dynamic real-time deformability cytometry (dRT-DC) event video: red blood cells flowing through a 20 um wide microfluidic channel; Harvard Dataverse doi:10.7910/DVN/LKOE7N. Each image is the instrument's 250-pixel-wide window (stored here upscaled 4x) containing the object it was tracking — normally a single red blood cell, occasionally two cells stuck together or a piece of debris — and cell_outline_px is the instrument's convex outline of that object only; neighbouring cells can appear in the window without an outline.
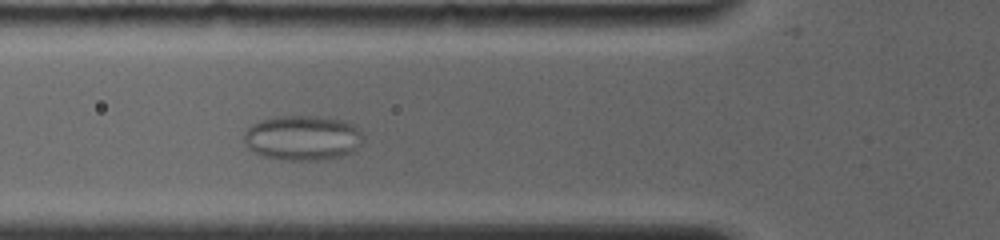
{"species": "common noctule bat (a hibernating species)", "species_latin": "Nyctalus noctula", "temperature_condition": "room temperature", "stored_images_in_passage": 6, "camera_frame_rate_fps": 4000, "um_per_image_px": 0.085, "animal": {"sex": "female", "body_mass_g": 19.0, "forearm_length_mm": 56.7}, "frame": {"image": 1, "passage_image": 6, "time_ms": 5.25, "image_size_px": [1000, 240], "cell_outline_px": [[364, 140], [352, 152], [340, 156], [320, 160], [284, 160], [264, 156], [248, 148], [244, 144], [244, 132], [252, 124], [260, 120], [276, 116], [320, 116], [344, 120], [356, 124], [364, 136]], "centroid_in_image_um": [25.75, 11.7], "position_along_channel_um": 100.1, "area_um2": 31.56}}